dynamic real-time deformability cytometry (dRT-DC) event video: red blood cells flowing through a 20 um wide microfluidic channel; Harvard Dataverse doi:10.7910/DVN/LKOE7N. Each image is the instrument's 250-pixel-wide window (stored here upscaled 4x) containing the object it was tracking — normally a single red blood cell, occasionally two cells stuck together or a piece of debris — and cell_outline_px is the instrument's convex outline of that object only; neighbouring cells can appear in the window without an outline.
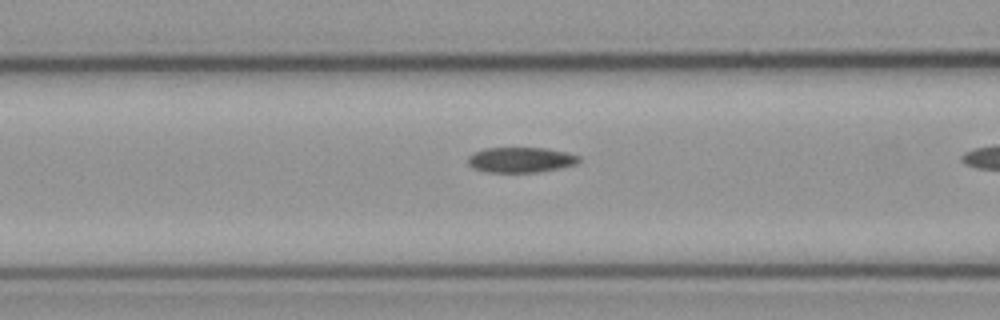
{"species": "common noctule bat (a hibernating species)", "species_latin": "Nyctalus noctula", "temperature_condition": "cold", "stored_images_in_passage": 20, "camera_frame_rate_fps": 3000, "um_per_image_px": 0.085, "animal": {"sex": "male", "body_mass_g": 23.1, "forearm_length_mm": 52.7}, "frame": {"image": 1, "passage_image": 16, "time_ms": 5.0, "image_size_px": [1000, 320], "cell_outline_px": [[580, 160], [576, 164], [536, 172], [484, 172], [472, 168], [468, 164], [468, 156], [472, 152], [484, 148], [544, 148], [564, 152], [580, 156]], "centroid_in_image_um": [44.18, 13.58], "position_along_channel_um": 122.4, "area_um2": 16.3}}
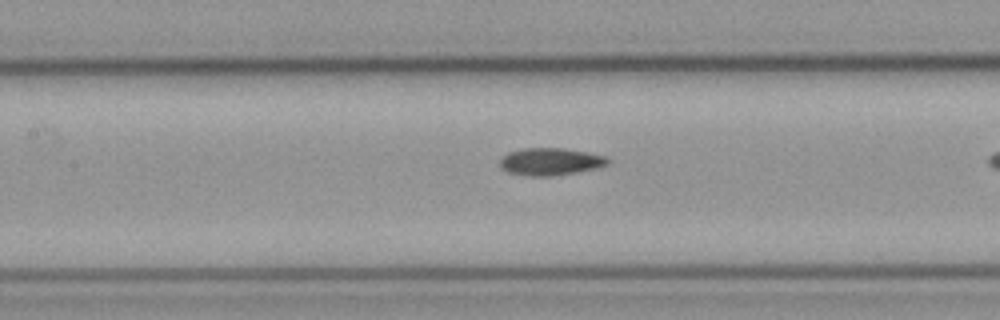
{"frame": {"image": 2, "passage_image": 19, "time_ms": 6.0, "image_size_px": [1000, 320], "cell_outline_px": [[608, 160], [604, 164], [592, 168], [576, 172], [548, 176], [528, 176], [508, 172], [500, 168], [500, 160], [508, 152], [524, 148], [564, 148], [588, 152], [604, 156]], "centroid_in_image_um": [46.69, 13.73], "position_along_channel_um": 160.7, "area_um2": 16.82}}